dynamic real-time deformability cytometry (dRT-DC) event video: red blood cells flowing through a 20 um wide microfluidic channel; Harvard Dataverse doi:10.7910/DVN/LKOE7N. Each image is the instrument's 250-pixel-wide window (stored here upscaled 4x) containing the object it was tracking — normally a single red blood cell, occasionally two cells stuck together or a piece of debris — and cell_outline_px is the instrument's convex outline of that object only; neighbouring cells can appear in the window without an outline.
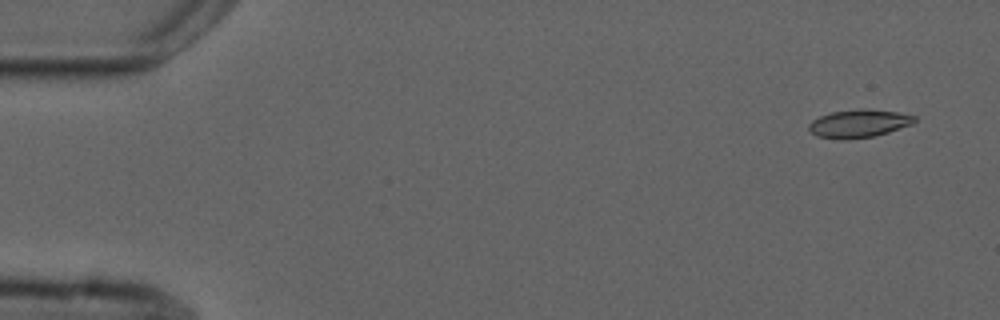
{"species": "common noctule bat (a hibernating species)", "species_latin": "Nyctalus noctula", "temperature_condition": "cold", "stored_images_in_passage": 6, "camera_frame_rate_fps": 3000, "um_per_image_px": 0.085, "animal": {"sex": "male", "forearm_length_mm": 52.5}, "frame": {"image": 1, "passage_image": 1, "time_ms": 0.0, "image_size_px": [1000, 320], "cell_outline_px": [[916, 120], [912, 124], [876, 136], [844, 140], [840, 140], [816, 136], [808, 128], [808, 124], [812, 120], [820, 116], [832, 112], [860, 108], [868, 108], [896, 112], [916, 116]], "centroid_in_image_um": [72.98, 10.5], "position_along_channel_um": 12.0, "area_um2": 17.4}}
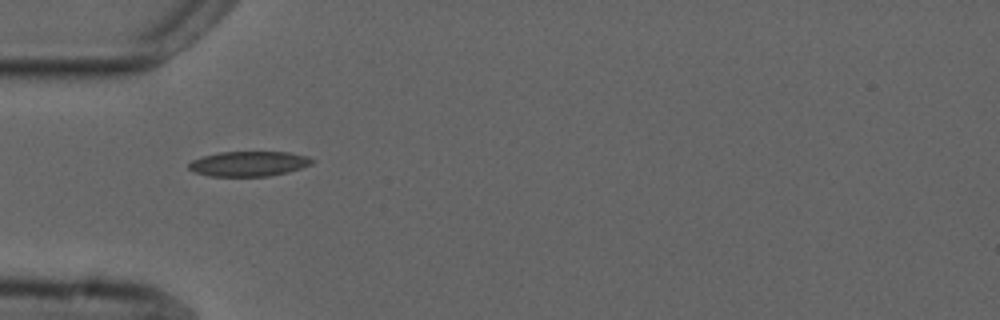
{"frame": {"image": 2, "passage_image": 5, "time_ms": 4.667, "image_size_px": [1000, 320], "cell_outline_px": [[316, 160], [312, 164], [288, 172], [268, 176], [208, 176], [196, 172], [188, 168], [188, 164], [192, 160], [204, 156], [220, 152], [288, 152], [308, 156]], "centroid_in_image_um": [21.17, 13.91], "position_along_channel_um": 63.8, "area_um2": 17.92}}
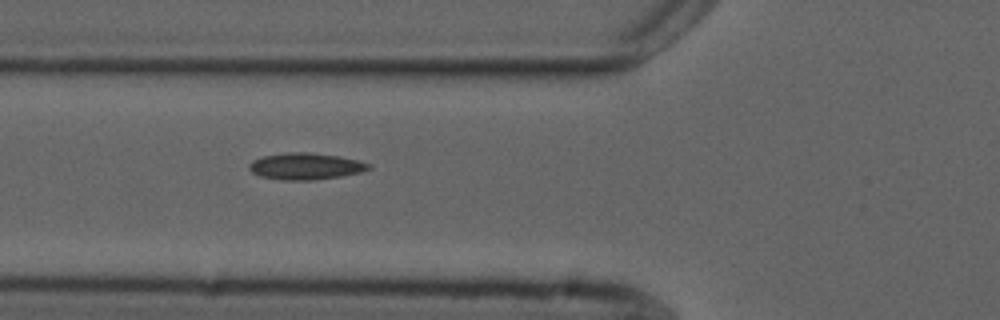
{"frame": {"image": 3, "passage_image": 6, "time_ms": 5.667, "image_size_px": [1000, 320], "cell_outline_px": [[372, 168], [360, 172], [340, 176], [312, 180], [284, 180], [260, 176], [252, 172], [248, 168], [248, 164], [252, 160], [264, 156], [284, 152], [308, 152], [340, 156], [372, 164]], "centroid_in_image_um": [25.96, 14.12], "position_along_channel_um": 99.8, "area_um2": 18.55}}